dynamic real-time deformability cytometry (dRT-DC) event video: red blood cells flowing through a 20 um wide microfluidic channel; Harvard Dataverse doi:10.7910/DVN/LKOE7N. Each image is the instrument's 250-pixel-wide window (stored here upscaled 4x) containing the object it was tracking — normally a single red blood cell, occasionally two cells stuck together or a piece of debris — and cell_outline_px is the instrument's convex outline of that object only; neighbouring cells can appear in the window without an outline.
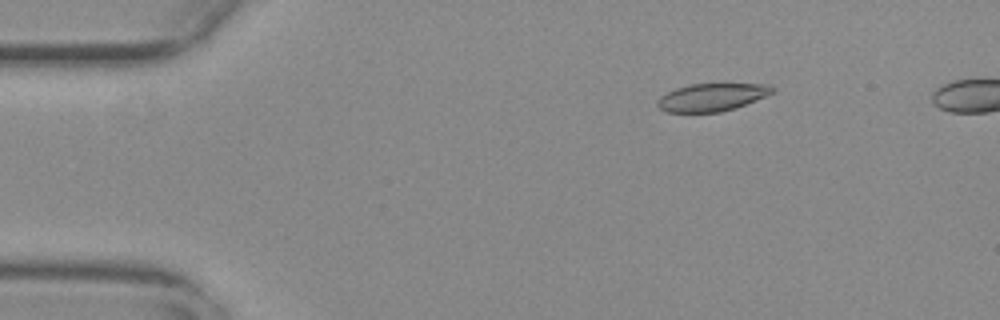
{"species": "common noctule bat (a hibernating species)", "species_latin": "Nyctalus noctula", "temperature_condition": "warm", "stored_images_in_passage": 48, "camera_frame_rate_fps": 3000, "um_per_image_px": 0.085, "animal": {"sex": "female", "body_mass_g": 29.2, "forearm_length_mm": 56.3}, "frame": {"image": 1, "passage_image": 4, "time_ms": 1.0, "image_size_px": [1000, 320], "cell_outline_px": [[776, 92], [736, 108], [720, 112], [664, 112], [656, 104], [656, 100], [660, 96], [676, 88], [692, 84], [772, 84], [776, 88]], "centroid_in_image_um": [60.54, 8.26], "position_along_channel_um": 24.5, "area_um2": 18.73}}
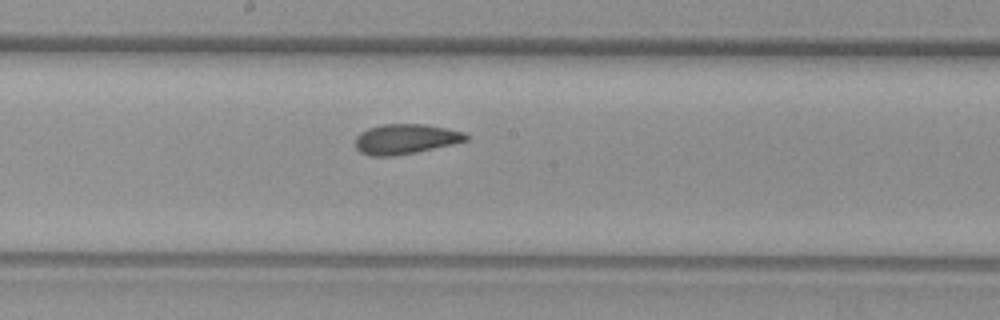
{"frame": {"image": 2, "passage_image": 25, "time_ms": 8.0, "image_size_px": [1000, 320], "cell_outline_px": [[468, 140], [452, 144], [416, 152], [392, 156], [368, 156], [360, 152], [356, 148], [356, 136], [360, 132], [368, 128], [380, 124], [424, 124], [464, 132], [468, 136]], "centroid_in_image_um": [34.43, 11.82], "position_along_channel_um": 213.8, "area_um2": 19.31}}
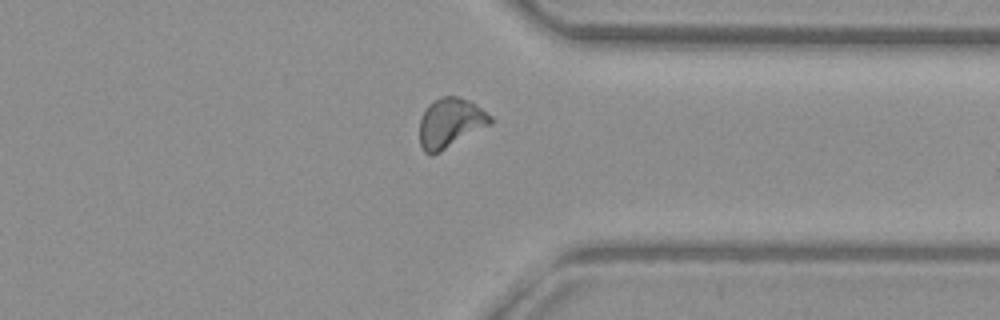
{"frame": {"image": 3, "passage_image": 38, "time_ms": 12.333, "image_size_px": [1000, 320], "cell_outline_px": [[492, 124], [440, 152], [432, 156], [424, 152], [420, 144], [420, 116], [428, 104], [440, 96], [460, 96], [468, 100], [492, 116]], "centroid_in_image_um": [38.26, 10.45], "position_along_channel_um": 373.1, "area_um2": 20.63}, "authors_computed_cell_mechanics": {"area_um2": 19.3052, "velocity_mm_per_s": 3.7618, "shape_relaxation_time_tau1_ms": null, "shape_relaxation_time_tau2_ms": 2.2294, "deformation_change_tau1": null, "deformation_change_tau2": 0.0693}}